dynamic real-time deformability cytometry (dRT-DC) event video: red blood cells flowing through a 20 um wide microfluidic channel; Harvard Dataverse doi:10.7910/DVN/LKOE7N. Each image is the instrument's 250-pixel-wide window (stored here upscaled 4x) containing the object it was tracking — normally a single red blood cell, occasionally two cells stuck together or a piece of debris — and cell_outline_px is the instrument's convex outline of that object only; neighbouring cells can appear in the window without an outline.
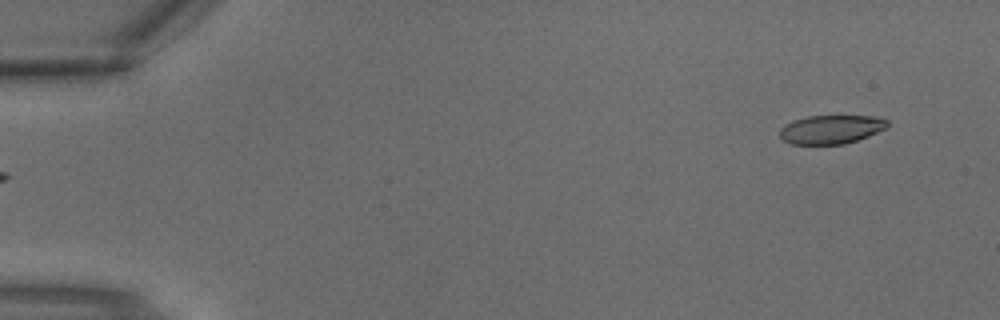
{"species": "common noctule bat (a hibernating species)", "species_latin": "Nyctalus noctula", "temperature_condition": "warm", "stored_images_in_passage": 2, "segment_of_instrument_passage": [2, 2], "camera_frame_rate_fps": 3000, "um_per_image_px": 0.085, "animal": {"sex": "male", "body_mass_g": 18.8}, "frame": {"image": 1, "passage_image": 2, "time_ms": 0.333, "image_size_px": [1000, 320], "cell_outline_px": [[888, 128], [868, 136], [844, 144], [792, 144], [784, 140], [780, 136], [780, 128], [784, 124], [792, 120], [808, 116], [872, 116], [888, 120]], "centroid_in_image_um": [70.64, 10.99], "position_along_channel_um": 14.4, "area_um2": 18.03}}